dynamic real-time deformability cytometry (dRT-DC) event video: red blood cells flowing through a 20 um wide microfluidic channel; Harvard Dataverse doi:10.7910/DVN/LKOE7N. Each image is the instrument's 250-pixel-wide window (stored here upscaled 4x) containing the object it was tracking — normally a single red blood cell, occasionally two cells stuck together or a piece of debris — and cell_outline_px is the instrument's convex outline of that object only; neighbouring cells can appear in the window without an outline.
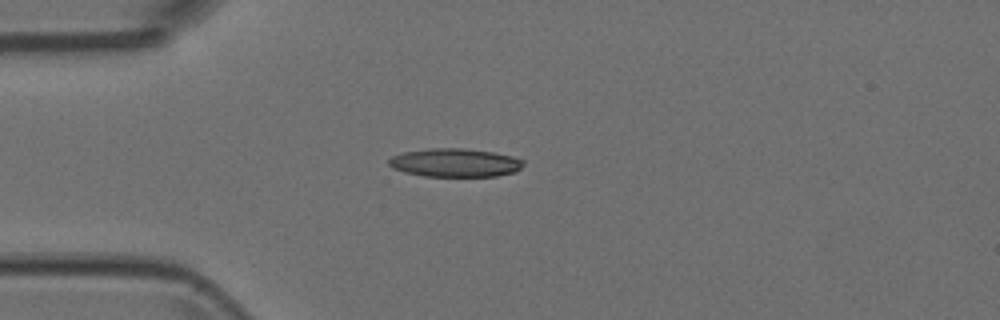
{"species": "Egyptian fruit bat (a non-hibernating species)", "species_latin": "Rousettus aegyptiacus", "temperature_condition": "room temperature", "stored_images_in_passage": 2, "camera_frame_rate_fps": 3000, "um_per_image_px": 0.085, "animal": {"sex": "female"}, "frame": {"image": 1, "passage_image": 1, "time_ms": 0.0, "image_size_px": [1000, 320], "cell_outline_px": [[524, 164], [520, 168], [512, 172], [496, 176], [424, 176], [404, 172], [392, 168], [388, 164], [388, 160], [392, 156], [404, 152], [428, 148], [464, 148], [492, 152], [512, 156], [524, 160]], "centroid_in_image_um": [38.65, 13.82], "position_along_channel_um": 46.4, "area_um2": 22.25}}